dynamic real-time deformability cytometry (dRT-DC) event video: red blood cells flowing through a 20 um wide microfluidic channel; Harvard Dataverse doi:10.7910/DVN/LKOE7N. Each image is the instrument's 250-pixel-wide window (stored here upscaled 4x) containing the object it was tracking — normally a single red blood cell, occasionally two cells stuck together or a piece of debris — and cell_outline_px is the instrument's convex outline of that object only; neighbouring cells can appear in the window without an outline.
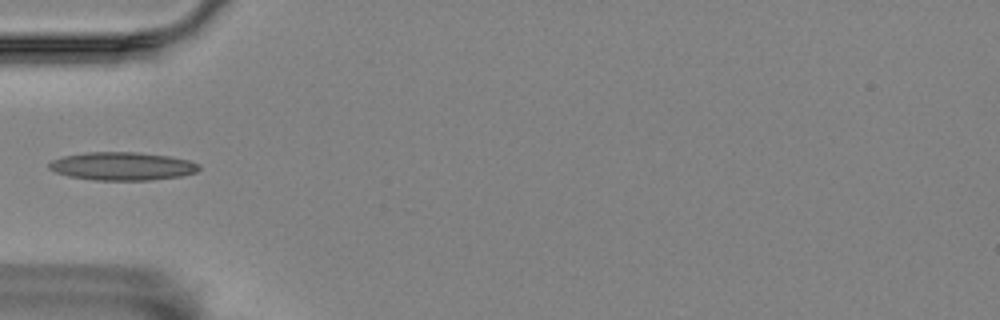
{"species": "Egyptian fruit bat (a non-hibernating species)", "species_latin": "Rousettus aegyptiacus", "temperature_condition": "room temperature", "stored_images_in_passage": 3, "camera_frame_rate_fps": 3000, "um_per_image_px": 0.085, "animal": {"sex": "female"}, "frame": {"image": 1, "passage_image": 3, "time_ms": 0.667, "image_size_px": [1000, 320], "cell_outline_px": [[200, 168], [196, 172], [180, 176], [152, 180], [96, 180], [68, 176], [56, 172], [48, 168], [48, 164], [52, 160], [64, 156], [88, 152], [136, 152], [168, 156], [188, 160], [200, 164]], "centroid_in_image_um": [10.39, 14.13], "position_along_channel_um": 74.6, "area_um2": 24.51}}